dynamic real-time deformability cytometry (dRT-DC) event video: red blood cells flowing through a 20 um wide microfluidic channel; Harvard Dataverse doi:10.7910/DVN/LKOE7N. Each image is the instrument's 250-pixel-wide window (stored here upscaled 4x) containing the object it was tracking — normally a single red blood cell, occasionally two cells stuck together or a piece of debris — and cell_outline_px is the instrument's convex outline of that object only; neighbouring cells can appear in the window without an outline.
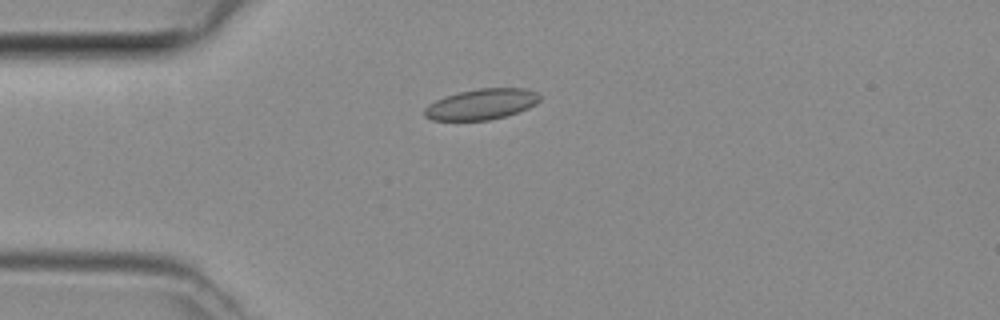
{"species": "common noctule bat (a hibernating species)", "species_latin": "Nyctalus noctula", "temperature_condition": "room temperature", "stored_images_in_passage": 36, "camera_frame_rate_fps": 3000, "um_per_image_px": 0.085, "animal": {"sex": "female", "body_mass_g": 29.2, "forearm_length_mm": 56.3}, "frame": {"image": 1, "passage_image": 3, "time_ms": 0.667, "image_size_px": [1000, 320], "cell_outline_px": [[540, 100], [536, 104], [528, 108], [504, 116], [488, 120], [432, 120], [424, 116], [424, 108], [428, 104], [444, 96], [460, 92], [480, 88], [528, 88], [536, 92], [540, 96]], "centroid_in_image_um": [40.92, 8.85], "position_along_channel_um": 44.1, "area_um2": 20.58}}
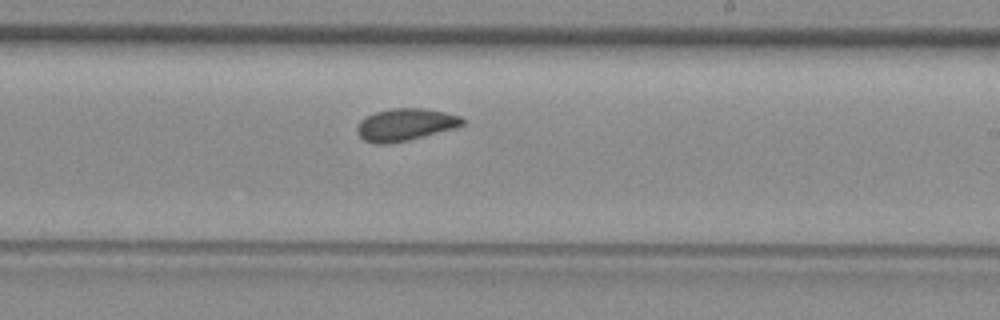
{"frame": {"image": 2, "passage_image": 19, "time_ms": 6.0, "image_size_px": [1000, 320], "cell_outline_px": [[468, 120], [464, 124], [456, 128], [408, 140], [384, 144], [376, 144], [364, 140], [360, 136], [356, 128], [360, 120], [364, 116], [376, 112], [392, 108], [424, 108], [444, 112], [460, 116]], "centroid_in_image_um": [34.47, 10.58], "position_along_channel_um": 254.5, "area_um2": 19.88}}
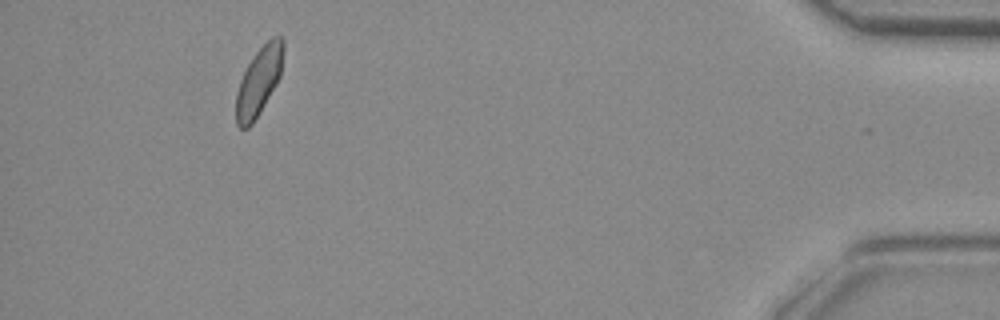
{"frame": {"image": 3, "passage_image": 35, "time_ms": 11.333, "image_size_px": [1000, 320], "cell_outline_px": [[284, 52], [280, 76], [276, 84], [252, 124], [248, 128], [240, 128], [236, 124], [236, 92], [240, 80], [252, 56], [272, 36], [280, 36], [284, 40]], "centroid_in_image_um": [22.0, 6.88], "position_along_channel_um": 413.2, "area_um2": 18.67}}